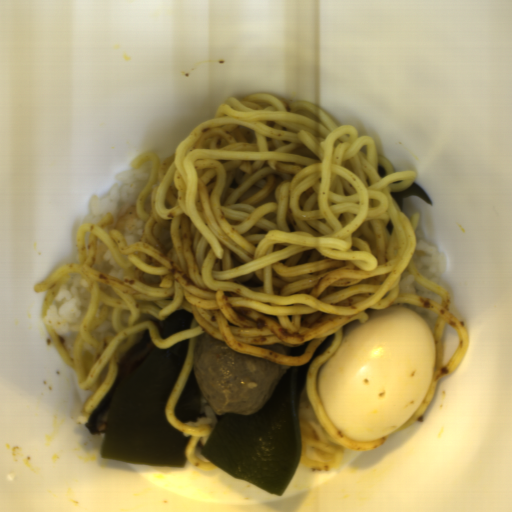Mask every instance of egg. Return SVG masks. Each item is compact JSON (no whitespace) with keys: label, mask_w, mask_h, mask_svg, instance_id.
<instances>
[{"label":"egg","mask_w":512,"mask_h":512,"mask_svg":"<svg viewBox=\"0 0 512 512\" xmlns=\"http://www.w3.org/2000/svg\"><path fill=\"white\" fill-rule=\"evenodd\" d=\"M343 326L338 349L318 372L316 393L339 432L357 442L388 437L423 404L436 364L434 335L414 308L367 309Z\"/></svg>","instance_id":"obj_1"}]
</instances>
